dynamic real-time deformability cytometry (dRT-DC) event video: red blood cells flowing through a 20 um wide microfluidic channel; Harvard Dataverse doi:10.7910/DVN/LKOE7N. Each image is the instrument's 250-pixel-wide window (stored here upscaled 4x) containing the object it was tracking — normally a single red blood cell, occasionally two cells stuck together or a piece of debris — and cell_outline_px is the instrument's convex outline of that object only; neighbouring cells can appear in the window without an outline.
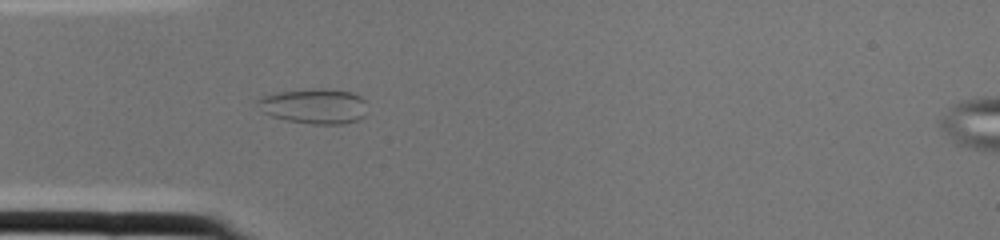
{"species": "common noctule bat (a hibernating species)", "species_latin": "Nyctalus noctula", "temperature_condition": "cold", "stored_images_in_passage": 2, "camera_frame_rate_fps": 3000, "um_per_image_px": 0.085, "animal": {"sex": "female", "body_mass_g": 22.0, "forearm_length_mm": 56.7}, "frame": {"image": 1, "passage_image": 1, "time_ms": 0.0, "image_size_px": [1000, 240], "cell_outline_px": [[364, 116], [360, 120], [344, 124], [312, 124], [288, 120], [272, 116], [264, 112], [256, 100], [260, 96], [276, 92], [312, 88], [324, 88], [352, 92], [360, 96], [364, 100]], "centroid_in_image_um": [26.71, 9.01], "position_along_channel_um": 58.3, "area_um2": 22.48}}